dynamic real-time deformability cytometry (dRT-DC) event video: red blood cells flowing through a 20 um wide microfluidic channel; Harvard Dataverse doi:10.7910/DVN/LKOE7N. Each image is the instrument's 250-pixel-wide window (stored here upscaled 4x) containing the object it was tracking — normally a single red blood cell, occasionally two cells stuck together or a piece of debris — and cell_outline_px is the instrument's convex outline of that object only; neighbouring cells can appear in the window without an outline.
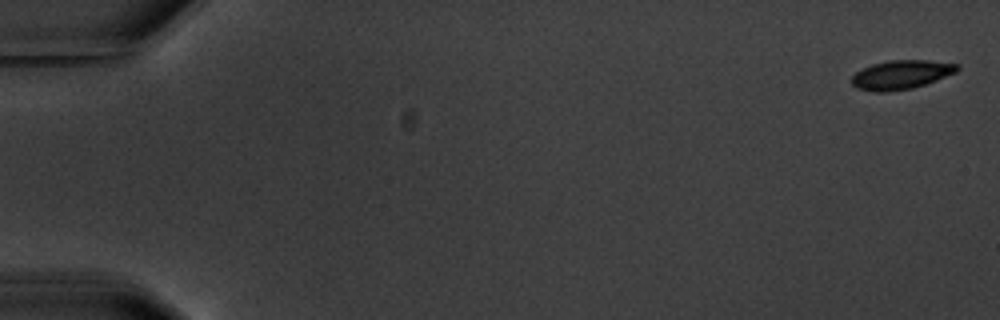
{"species": "common noctule bat (a hibernating species)", "species_latin": "Nyctalus noctula", "temperature_condition": "warm", "stored_images_in_passage": 5, "camera_frame_rate_fps": 3000, "um_per_image_px": 0.085, "animal": {"sex": "male", "body_mass_g": 20.1, "forearm_length_mm": 53.5}, "frame": {"image": 1, "passage_image": 1, "time_ms": 0.0, "image_size_px": [1000, 320], "cell_outline_px": [[960, 68], [956, 72], [936, 80], [912, 88], [888, 92], [872, 92], [856, 88], [852, 84], [852, 76], [856, 72], [872, 64], [888, 60], [928, 60], [960, 64]], "centroid_in_image_um": [76.59, 6.35], "position_along_channel_um": 8.4, "area_um2": 17.86}}
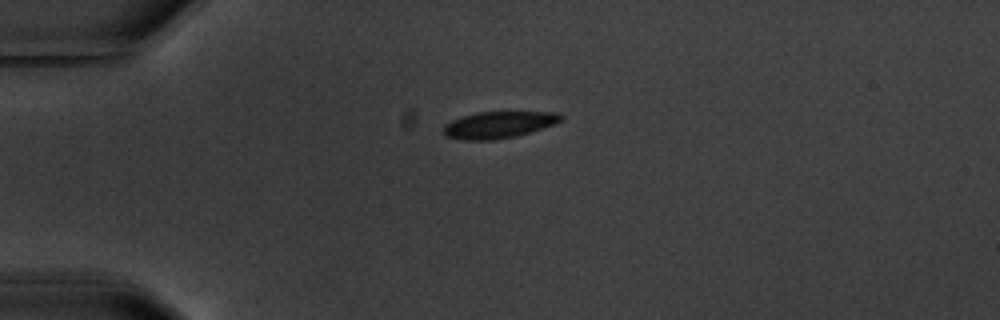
{"frame": {"image": 2, "passage_image": 4, "time_ms": 4.667, "image_size_px": [1000, 320], "cell_outline_px": [[564, 120], [516, 136], [492, 140], [464, 140], [444, 136], [444, 124], [452, 120], [476, 112], [560, 112], [564, 116]], "centroid_in_image_um": [42.38, 10.6], "position_along_channel_um": 42.6, "area_um2": 18.15}}